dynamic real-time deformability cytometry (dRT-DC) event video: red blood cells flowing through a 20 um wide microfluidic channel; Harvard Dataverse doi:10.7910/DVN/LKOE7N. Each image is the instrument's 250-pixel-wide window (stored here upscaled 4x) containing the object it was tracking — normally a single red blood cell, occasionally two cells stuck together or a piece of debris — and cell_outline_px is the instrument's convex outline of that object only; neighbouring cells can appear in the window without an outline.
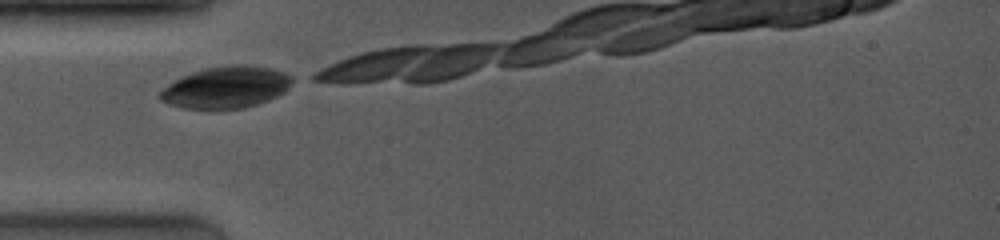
{"species": "common noctule bat (a hibernating species)", "species_latin": "Nyctalus noctula", "temperature_condition": "room temperature", "stored_images_in_passage": 6, "camera_frame_rate_fps": 4000, "um_per_image_px": 0.085, "animal": {"sex": "female", "body_mass_g": 19.0, "forearm_length_mm": 53.3}, "frame": {"image": 1, "passage_image": 1, "time_ms": 0.0, "image_size_px": [1000, 240], "cell_outline_px": [[296, 80], [284, 92], [268, 100], [244, 108], [180, 108], [168, 104], [160, 100], [156, 96], [168, 84], [192, 72], [204, 68], [240, 64], [244, 64], [268, 68], [284, 72], [292, 76]], "centroid_in_image_um": [19.22, 7.42], "position_along_channel_um": 65.8, "area_um2": 31.96}}